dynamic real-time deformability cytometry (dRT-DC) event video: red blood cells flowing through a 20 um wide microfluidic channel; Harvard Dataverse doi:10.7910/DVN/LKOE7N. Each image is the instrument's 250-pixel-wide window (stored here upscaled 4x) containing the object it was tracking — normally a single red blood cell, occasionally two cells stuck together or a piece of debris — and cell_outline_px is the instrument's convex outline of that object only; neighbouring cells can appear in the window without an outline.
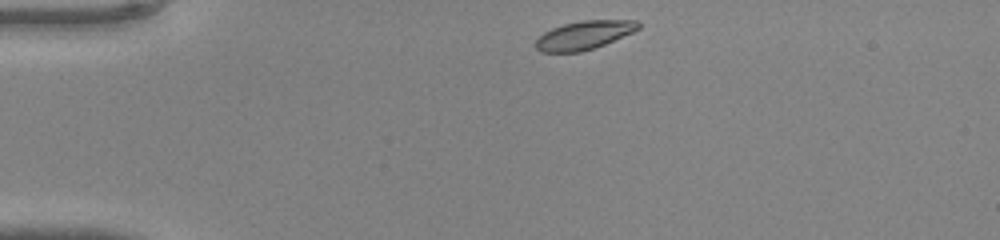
{"species": "common noctule bat (a hibernating species)", "species_latin": "Nyctalus noctula", "temperature_condition": "warm", "stored_images_in_passage": 38, "camera_frame_rate_fps": 3000, "um_per_image_px": 0.085, "animal": {"sex": "male", "body_mass_g": 20.0, "forearm_length_mm": 53.3}, "frame": {"image": 1, "passage_image": 1, "time_ms": 0.0, "image_size_px": [1000, 240], "cell_outline_px": [[640, 28], [632, 32], [604, 44], [580, 52], [540, 52], [536, 48], [536, 40], [544, 32], [552, 28], [564, 24], [580, 20], [636, 20], [640, 24]], "centroid_in_image_um": [49.63, 2.98], "position_along_channel_um": 35.4, "area_um2": 16.88}}
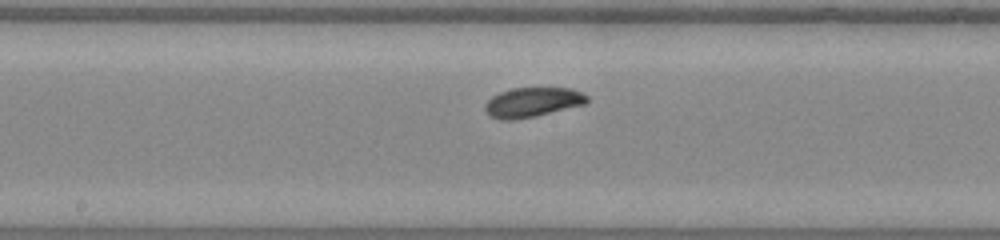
{"frame": {"image": 2, "passage_image": 16, "time_ms": 5.0, "image_size_px": [1000, 240], "cell_outline_px": [[588, 100], [584, 104], [536, 116], [512, 120], [500, 120], [488, 116], [484, 108], [484, 104], [492, 96], [500, 92], [512, 88], [572, 88], [588, 96]], "centroid_in_image_um": [45.21, 8.7], "position_along_channel_um": 203.0, "area_um2": 17.63}}
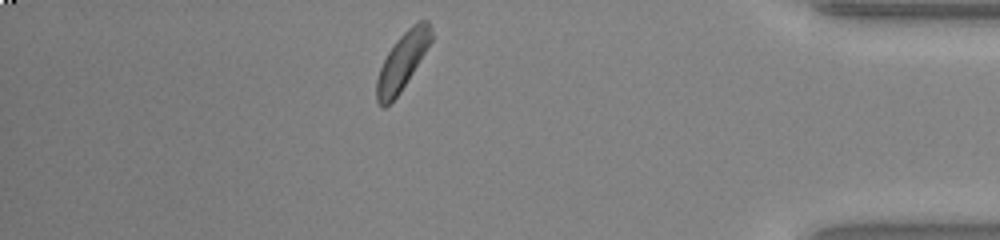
{"frame": {"image": 3, "passage_image": 32, "time_ms": 10.333, "image_size_px": [1000, 240], "cell_outline_px": [[432, 40], [400, 92], [384, 108], [376, 100], [376, 80], [380, 68], [388, 52], [396, 40], [412, 24], [420, 20], [428, 20], [432, 32]], "centroid_in_image_um": [34.19, 5.19], "position_along_channel_um": 401.0, "area_um2": 17.69}}